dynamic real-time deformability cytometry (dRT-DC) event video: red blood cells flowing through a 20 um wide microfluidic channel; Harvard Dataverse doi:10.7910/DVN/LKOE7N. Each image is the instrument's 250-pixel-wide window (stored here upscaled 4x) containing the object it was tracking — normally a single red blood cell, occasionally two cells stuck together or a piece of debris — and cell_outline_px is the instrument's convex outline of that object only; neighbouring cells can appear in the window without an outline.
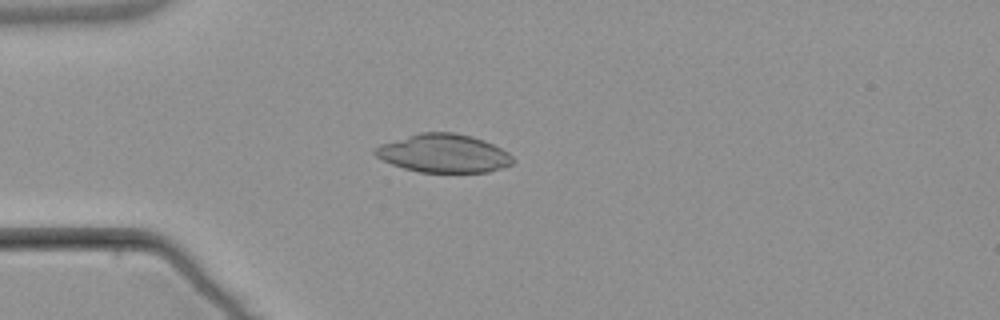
{"species": "common noctule bat (a hibernating species)", "species_latin": "Nyctalus noctula", "temperature_condition": "warm", "stored_images_in_passage": 5, "camera_frame_rate_fps": 3000, "um_per_image_px": 0.085, "animal": {"sex": "male", "body_mass_g": 21.5, "forearm_length_mm": 52.0}, "frame": {"image": 1, "passage_image": 4, "time_ms": 4.667, "image_size_px": [1000, 320], "cell_outline_px": [[516, 160], [512, 164], [488, 172], [420, 172], [404, 168], [392, 164], [376, 156], [372, 152], [372, 148], [380, 144], [420, 132], [452, 132], [472, 136], [484, 140], [508, 152]], "centroid_in_image_um": [37.7, 13.03], "position_along_channel_um": 47.3, "area_um2": 30.81}}